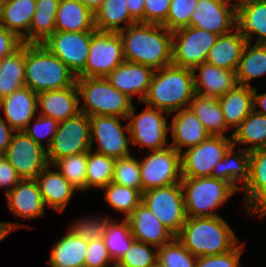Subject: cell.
I'll return each instance as SVG.
<instances>
[{
	"label": "cell",
	"instance_id": "obj_61",
	"mask_svg": "<svg viewBox=\"0 0 266 267\" xmlns=\"http://www.w3.org/2000/svg\"><path fill=\"white\" fill-rule=\"evenodd\" d=\"M4 2L5 0H0V26H1V21H2Z\"/></svg>",
	"mask_w": 266,
	"mask_h": 267
},
{
	"label": "cell",
	"instance_id": "obj_27",
	"mask_svg": "<svg viewBox=\"0 0 266 267\" xmlns=\"http://www.w3.org/2000/svg\"><path fill=\"white\" fill-rule=\"evenodd\" d=\"M249 167L250 151L240 147L236 150L232 146L223 159L215 164L210 177L230 183L240 193L249 180Z\"/></svg>",
	"mask_w": 266,
	"mask_h": 267
},
{
	"label": "cell",
	"instance_id": "obj_1",
	"mask_svg": "<svg viewBox=\"0 0 266 267\" xmlns=\"http://www.w3.org/2000/svg\"><path fill=\"white\" fill-rule=\"evenodd\" d=\"M118 33L125 61L153 70L172 64V31L163 25L137 22Z\"/></svg>",
	"mask_w": 266,
	"mask_h": 267
},
{
	"label": "cell",
	"instance_id": "obj_18",
	"mask_svg": "<svg viewBox=\"0 0 266 267\" xmlns=\"http://www.w3.org/2000/svg\"><path fill=\"white\" fill-rule=\"evenodd\" d=\"M153 72L151 67L124 60L105 78L114 88L127 94L131 99L140 96L138 101L142 103L148 93Z\"/></svg>",
	"mask_w": 266,
	"mask_h": 267
},
{
	"label": "cell",
	"instance_id": "obj_30",
	"mask_svg": "<svg viewBox=\"0 0 266 267\" xmlns=\"http://www.w3.org/2000/svg\"><path fill=\"white\" fill-rule=\"evenodd\" d=\"M218 101L226 125L236 128L253 110V87L237 84Z\"/></svg>",
	"mask_w": 266,
	"mask_h": 267
},
{
	"label": "cell",
	"instance_id": "obj_50",
	"mask_svg": "<svg viewBox=\"0 0 266 267\" xmlns=\"http://www.w3.org/2000/svg\"><path fill=\"white\" fill-rule=\"evenodd\" d=\"M245 244H237L229 252L197 257L195 267H241L240 257Z\"/></svg>",
	"mask_w": 266,
	"mask_h": 267
},
{
	"label": "cell",
	"instance_id": "obj_51",
	"mask_svg": "<svg viewBox=\"0 0 266 267\" xmlns=\"http://www.w3.org/2000/svg\"><path fill=\"white\" fill-rule=\"evenodd\" d=\"M114 261L109 255L103 238L88 242L84 267H110Z\"/></svg>",
	"mask_w": 266,
	"mask_h": 267
},
{
	"label": "cell",
	"instance_id": "obj_11",
	"mask_svg": "<svg viewBox=\"0 0 266 267\" xmlns=\"http://www.w3.org/2000/svg\"><path fill=\"white\" fill-rule=\"evenodd\" d=\"M218 35L193 26L172 32V64L193 70L206 61Z\"/></svg>",
	"mask_w": 266,
	"mask_h": 267
},
{
	"label": "cell",
	"instance_id": "obj_12",
	"mask_svg": "<svg viewBox=\"0 0 266 267\" xmlns=\"http://www.w3.org/2000/svg\"><path fill=\"white\" fill-rule=\"evenodd\" d=\"M233 146L230 136H212L181 153V177L201 178L210 176L217 162Z\"/></svg>",
	"mask_w": 266,
	"mask_h": 267
},
{
	"label": "cell",
	"instance_id": "obj_53",
	"mask_svg": "<svg viewBox=\"0 0 266 267\" xmlns=\"http://www.w3.org/2000/svg\"><path fill=\"white\" fill-rule=\"evenodd\" d=\"M14 167L9 161L0 155V187L4 189L5 196L21 181Z\"/></svg>",
	"mask_w": 266,
	"mask_h": 267
},
{
	"label": "cell",
	"instance_id": "obj_3",
	"mask_svg": "<svg viewBox=\"0 0 266 267\" xmlns=\"http://www.w3.org/2000/svg\"><path fill=\"white\" fill-rule=\"evenodd\" d=\"M195 95L193 71L173 64L154 70L149 90L142 103L170 115L189 108Z\"/></svg>",
	"mask_w": 266,
	"mask_h": 267
},
{
	"label": "cell",
	"instance_id": "obj_57",
	"mask_svg": "<svg viewBox=\"0 0 266 267\" xmlns=\"http://www.w3.org/2000/svg\"><path fill=\"white\" fill-rule=\"evenodd\" d=\"M144 3L145 0H127L130 15L136 22L143 23Z\"/></svg>",
	"mask_w": 266,
	"mask_h": 267
},
{
	"label": "cell",
	"instance_id": "obj_19",
	"mask_svg": "<svg viewBox=\"0 0 266 267\" xmlns=\"http://www.w3.org/2000/svg\"><path fill=\"white\" fill-rule=\"evenodd\" d=\"M127 220L132 236L137 241L159 248L175 238V235L142 202Z\"/></svg>",
	"mask_w": 266,
	"mask_h": 267
},
{
	"label": "cell",
	"instance_id": "obj_4",
	"mask_svg": "<svg viewBox=\"0 0 266 267\" xmlns=\"http://www.w3.org/2000/svg\"><path fill=\"white\" fill-rule=\"evenodd\" d=\"M76 78V74L43 43H25V86L33 92L71 87L76 84Z\"/></svg>",
	"mask_w": 266,
	"mask_h": 267
},
{
	"label": "cell",
	"instance_id": "obj_63",
	"mask_svg": "<svg viewBox=\"0 0 266 267\" xmlns=\"http://www.w3.org/2000/svg\"><path fill=\"white\" fill-rule=\"evenodd\" d=\"M113 267H125V266L119 264L118 262H114Z\"/></svg>",
	"mask_w": 266,
	"mask_h": 267
},
{
	"label": "cell",
	"instance_id": "obj_47",
	"mask_svg": "<svg viewBox=\"0 0 266 267\" xmlns=\"http://www.w3.org/2000/svg\"><path fill=\"white\" fill-rule=\"evenodd\" d=\"M197 3L198 0H172L168 16L162 25L172 32L190 26V17Z\"/></svg>",
	"mask_w": 266,
	"mask_h": 267
},
{
	"label": "cell",
	"instance_id": "obj_48",
	"mask_svg": "<svg viewBox=\"0 0 266 267\" xmlns=\"http://www.w3.org/2000/svg\"><path fill=\"white\" fill-rule=\"evenodd\" d=\"M34 124L31 122L26 126L23 130L29 137H31L37 144L41 145L43 148L47 150V148L51 145L53 137L57 131L59 122L54 120L53 118L46 117L43 115H37L35 117ZM47 139L46 142L43 141Z\"/></svg>",
	"mask_w": 266,
	"mask_h": 267
},
{
	"label": "cell",
	"instance_id": "obj_6",
	"mask_svg": "<svg viewBox=\"0 0 266 267\" xmlns=\"http://www.w3.org/2000/svg\"><path fill=\"white\" fill-rule=\"evenodd\" d=\"M187 217H216L218 207L239 193L230 183L210 176L181 178Z\"/></svg>",
	"mask_w": 266,
	"mask_h": 267
},
{
	"label": "cell",
	"instance_id": "obj_34",
	"mask_svg": "<svg viewBox=\"0 0 266 267\" xmlns=\"http://www.w3.org/2000/svg\"><path fill=\"white\" fill-rule=\"evenodd\" d=\"M124 23V26L120 24ZM137 23L130 15L127 0H104L94 12V24L97 31L118 33Z\"/></svg>",
	"mask_w": 266,
	"mask_h": 267
},
{
	"label": "cell",
	"instance_id": "obj_40",
	"mask_svg": "<svg viewBox=\"0 0 266 267\" xmlns=\"http://www.w3.org/2000/svg\"><path fill=\"white\" fill-rule=\"evenodd\" d=\"M103 240L112 260L117 262L130 248L135 238L132 236L127 219L124 218L119 222L112 218L107 224Z\"/></svg>",
	"mask_w": 266,
	"mask_h": 267
},
{
	"label": "cell",
	"instance_id": "obj_5",
	"mask_svg": "<svg viewBox=\"0 0 266 267\" xmlns=\"http://www.w3.org/2000/svg\"><path fill=\"white\" fill-rule=\"evenodd\" d=\"M80 112L86 115H110L127 118L133 101L125 93L114 88L105 77H77Z\"/></svg>",
	"mask_w": 266,
	"mask_h": 267
},
{
	"label": "cell",
	"instance_id": "obj_28",
	"mask_svg": "<svg viewBox=\"0 0 266 267\" xmlns=\"http://www.w3.org/2000/svg\"><path fill=\"white\" fill-rule=\"evenodd\" d=\"M247 40L236 29L219 35L209 50L206 63L222 69L237 70Z\"/></svg>",
	"mask_w": 266,
	"mask_h": 267
},
{
	"label": "cell",
	"instance_id": "obj_8",
	"mask_svg": "<svg viewBox=\"0 0 266 267\" xmlns=\"http://www.w3.org/2000/svg\"><path fill=\"white\" fill-rule=\"evenodd\" d=\"M91 149L90 117L79 112L76 116L59 122L51 145L46 150L48 164L73 154Z\"/></svg>",
	"mask_w": 266,
	"mask_h": 267
},
{
	"label": "cell",
	"instance_id": "obj_22",
	"mask_svg": "<svg viewBox=\"0 0 266 267\" xmlns=\"http://www.w3.org/2000/svg\"><path fill=\"white\" fill-rule=\"evenodd\" d=\"M192 71L195 94L204 98L218 99L238 84L235 71L218 68L206 62L196 66Z\"/></svg>",
	"mask_w": 266,
	"mask_h": 267
},
{
	"label": "cell",
	"instance_id": "obj_23",
	"mask_svg": "<svg viewBox=\"0 0 266 267\" xmlns=\"http://www.w3.org/2000/svg\"><path fill=\"white\" fill-rule=\"evenodd\" d=\"M236 1L235 29L248 42L266 44V1Z\"/></svg>",
	"mask_w": 266,
	"mask_h": 267
},
{
	"label": "cell",
	"instance_id": "obj_21",
	"mask_svg": "<svg viewBox=\"0 0 266 267\" xmlns=\"http://www.w3.org/2000/svg\"><path fill=\"white\" fill-rule=\"evenodd\" d=\"M76 84L63 89L43 91L37 94L38 114L58 122L76 116L80 112Z\"/></svg>",
	"mask_w": 266,
	"mask_h": 267
},
{
	"label": "cell",
	"instance_id": "obj_20",
	"mask_svg": "<svg viewBox=\"0 0 266 267\" xmlns=\"http://www.w3.org/2000/svg\"><path fill=\"white\" fill-rule=\"evenodd\" d=\"M0 111L14 131H23L38 115L37 93L24 86L0 100Z\"/></svg>",
	"mask_w": 266,
	"mask_h": 267
},
{
	"label": "cell",
	"instance_id": "obj_46",
	"mask_svg": "<svg viewBox=\"0 0 266 267\" xmlns=\"http://www.w3.org/2000/svg\"><path fill=\"white\" fill-rule=\"evenodd\" d=\"M134 240L117 261L125 267H150L157 261V247ZM153 248V249H151Z\"/></svg>",
	"mask_w": 266,
	"mask_h": 267
},
{
	"label": "cell",
	"instance_id": "obj_58",
	"mask_svg": "<svg viewBox=\"0 0 266 267\" xmlns=\"http://www.w3.org/2000/svg\"><path fill=\"white\" fill-rule=\"evenodd\" d=\"M29 228L31 226L24 225V224H14L13 222H0V242L5 239L6 236L11 234L12 232L22 229V228Z\"/></svg>",
	"mask_w": 266,
	"mask_h": 267
},
{
	"label": "cell",
	"instance_id": "obj_31",
	"mask_svg": "<svg viewBox=\"0 0 266 267\" xmlns=\"http://www.w3.org/2000/svg\"><path fill=\"white\" fill-rule=\"evenodd\" d=\"M88 242L75 235L69 229L54 244L48 266L84 267Z\"/></svg>",
	"mask_w": 266,
	"mask_h": 267
},
{
	"label": "cell",
	"instance_id": "obj_37",
	"mask_svg": "<svg viewBox=\"0 0 266 267\" xmlns=\"http://www.w3.org/2000/svg\"><path fill=\"white\" fill-rule=\"evenodd\" d=\"M233 146L246 145V150L252 151L266 147V115L256 112L254 109L235 128L232 133ZM251 145V146H248Z\"/></svg>",
	"mask_w": 266,
	"mask_h": 267
},
{
	"label": "cell",
	"instance_id": "obj_60",
	"mask_svg": "<svg viewBox=\"0 0 266 267\" xmlns=\"http://www.w3.org/2000/svg\"><path fill=\"white\" fill-rule=\"evenodd\" d=\"M84 6L90 9L93 13L101 6L104 0H79Z\"/></svg>",
	"mask_w": 266,
	"mask_h": 267
},
{
	"label": "cell",
	"instance_id": "obj_25",
	"mask_svg": "<svg viewBox=\"0 0 266 267\" xmlns=\"http://www.w3.org/2000/svg\"><path fill=\"white\" fill-rule=\"evenodd\" d=\"M9 210L17 217H45V203L35 179H22L7 195Z\"/></svg>",
	"mask_w": 266,
	"mask_h": 267
},
{
	"label": "cell",
	"instance_id": "obj_29",
	"mask_svg": "<svg viewBox=\"0 0 266 267\" xmlns=\"http://www.w3.org/2000/svg\"><path fill=\"white\" fill-rule=\"evenodd\" d=\"M55 29L64 32L95 31L94 13L79 0H59Z\"/></svg>",
	"mask_w": 266,
	"mask_h": 267
},
{
	"label": "cell",
	"instance_id": "obj_39",
	"mask_svg": "<svg viewBox=\"0 0 266 267\" xmlns=\"http://www.w3.org/2000/svg\"><path fill=\"white\" fill-rule=\"evenodd\" d=\"M115 159L90 149L87 152L86 181L87 191L102 189L113 180Z\"/></svg>",
	"mask_w": 266,
	"mask_h": 267
},
{
	"label": "cell",
	"instance_id": "obj_24",
	"mask_svg": "<svg viewBox=\"0 0 266 267\" xmlns=\"http://www.w3.org/2000/svg\"><path fill=\"white\" fill-rule=\"evenodd\" d=\"M174 114L169 123V132H171L173 139L170 146L178 153L183 152V147L187 149L194 147L210 136L190 108H183L175 111Z\"/></svg>",
	"mask_w": 266,
	"mask_h": 267
},
{
	"label": "cell",
	"instance_id": "obj_54",
	"mask_svg": "<svg viewBox=\"0 0 266 267\" xmlns=\"http://www.w3.org/2000/svg\"><path fill=\"white\" fill-rule=\"evenodd\" d=\"M22 44V40L12 31L0 26V60L11 54Z\"/></svg>",
	"mask_w": 266,
	"mask_h": 267
},
{
	"label": "cell",
	"instance_id": "obj_2",
	"mask_svg": "<svg viewBox=\"0 0 266 267\" xmlns=\"http://www.w3.org/2000/svg\"><path fill=\"white\" fill-rule=\"evenodd\" d=\"M175 237L196 257L229 252L240 242L221 216L187 217Z\"/></svg>",
	"mask_w": 266,
	"mask_h": 267
},
{
	"label": "cell",
	"instance_id": "obj_10",
	"mask_svg": "<svg viewBox=\"0 0 266 267\" xmlns=\"http://www.w3.org/2000/svg\"><path fill=\"white\" fill-rule=\"evenodd\" d=\"M124 61L119 33L92 31L89 54L77 77H106Z\"/></svg>",
	"mask_w": 266,
	"mask_h": 267
},
{
	"label": "cell",
	"instance_id": "obj_32",
	"mask_svg": "<svg viewBox=\"0 0 266 267\" xmlns=\"http://www.w3.org/2000/svg\"><path fill=\"white\" fill-rule=\"evenodd\" d=\"M59 0H36V10L29 32L21 39L26 44H42L55 31Z\"/></svg>",
	"mask_w": 266,
	"mask_h": 267
},
{
	"label": "cell",
	"instance_id": "obj_9",
	"mask_svg": "<svg viewBox=\"0 0 266 267\" xmlns=\"http://www.w3.org/2000/svg\"><path fill=\"white\" fill-rule=\"evenodd\" d=\"M142 203L175 236L187 219L181 183L144 191L142 193Z\"/></svg>",
	"mask_w": 266,
	"mask_h": 267
},
{
	"label": "cell",
	"instance_id": "obj_36",
	"mask_svg": "<svg viewBox=\"0 0 266 267\" xmlns=\"http://www.w3.org/2000/svg\"><path fill=\"white\" fill-rule=\"evenodd\" d=\"M36 10V0H5L1 26L22 39L28 32Z\"/></svg>",
	"mask_w": 266,
	"mask_h": 267
},
{
	"label": "cell",
	"instance_id": "obj_17",
	"mask_svg": "<svg viewBox=\"0 0 266 267\" xmlns=\"http://www.w3.org/2000/svg\"><path fill=\"white\" fill-rule=\"evenodd\" d=\"M236 0H198L190 26L222 35L235 29Z\"/></svg>",
	"mask_w": 266,
	"mask_h": 267
},
{
	"label": "cell",
	"instance_id": "obj_41",
	"mask_svg": "<svg viewBox=\"0 0 266 267\" xmlns=\"http://www.w3.org/2000/svg\"><path fill=\"white\" fill-rule=\"evenodd\" d=\"M266 188V147L250 151L249 180L244 191L243 208Z\"/></svg>",
	"mask_w": 266,
	"mask_h": 267
},
{
	"label": "cell",
	"instance_id": "obj_55",
	"mask_svg": "<svg viewBox=\"0 0 266 267\" xmlns=\"http://www.w3.org/2000/svg\"><path fill=\"white\" fill-rule=\"evenodd\" d=\"M246 213L254 217H266V188L263 189L246 207Z\"/></svg>",
	"mask_w": 266,
	"mask_h": 267
},
{
	"label": "cell",
	"instance_id": "obj_49",
	"mask_svg": "<svg viewBox=\"0 0 266 267\" xmlns=\"http://www.w3.org/2000/svg\"><path fill=\"white\" fill-rule=\"evenodd\" d=\"M111 219L109 217L93 218H80L68 229L77 236H80L85 241L89 242L92 240H97L103 238L108 222Z\"/></svg>",
	"mask_w": 266,
	"mask_h": 267
},
{
	"label": "cell",
	"instance_id": "obj_43",
	"mask_svg": "<svg viewBox=\"0 0 266 267\" xmlns=\"http://www.w3.org/2000/svg\"><path fill=\"white\" fill-rule=\"evenodd\" d=\"M53 165L77 191H87V152L64 157Z\"/></svg>",
	"mask_w": 266,
	"mask_h": 267
},
{
	"label": "cell",
	"instance_id": "obj_7",
	"mask_svg": "<svg viewBox=\"0 0 266 267\" xmlns=\"http://www.w3.org/2000/svg\"><path fill=\"white\" fill-rule=\"evenodd\" d=\"M136 108L127 115L129 120V136L131 144L141 148H149V151L161 150L170 146L167 141L169 125L166 111L147 105L145 109L136 115ZM166 114V115H165Z\"/></svg>",
	"mask_w": 266,
	"mask_h": 267
},
{
	"label": "cell",
	"instance_id": "obj_13",
	"mask_svg": "<svg viewBox=\"0 0 266 267\" xmlns=\"http://www.w3.org/2000/svg\"><path fill=\"white\" fill-rule=\"evenodd\" d=\"M147 153V156L139 160L142 193L151 188L181 182L180 153L171 146Z\"/></svg>",
	"mask_w": 266,
	"mask_h": 267
},
{
	"label": "cell",
	"instance_id": "obj_62",
	"mask_svg": "<svg viewBox=\"0 0 266 267\" xmlns=\"http://www.w3.org/2000/svg\"><path fill=\"white\" fill-rule=\"evenodd\" d=\"M150 267H163L158 261L152 264Z\"/></svg>",
	"mask_w": 266,
	"mask_h": 267
},
{
	"label": "cell",
	"instance_id": "obj_45",
	"mask_svg": "<svg viewBox=\"0 0 266 267\" xmlns=\"http://www.w3.org/2000/svg\"><path fill=\"white\" fill-rule=\"evenodd\" d=\"M112 182L137 189L142 193L139 159L132 154L115 159Z\"/></svg>",
	"mask_w": 266,
	"mask_h": 267
},
{
	"label": "cell",
	"instance_id": "obj_33",
	"mask_svg": "<svg viewBox=\"0 0 266 267\" xmlns=\"http://www.w3.org/2000/svg\"><path fill=\"white\" fill-rule=\"evenodd\" d=\"M25 86V43L0 60V100Z\"/></svg>",
	"mask_w": 266,
	"mask_h": 267
},
{
	"label": "cell",
	"instance_id": "obj_56",
	"mask_svg": "<svg viewBox=\"0 0 266 267\" xmlns=\"http://www.w3.org/2000/svg\"><path fill=\"white\" fill-rule=\"evenodd\" d=\"M14 130L0 115V155H3L9 146Z\"/></svg>",
	"mask_w": 266,
	"mask_h": 267
},
{
	"label": "cell",
	"instance_id": "obj_52",
	"mask_svg": "<svg viewBox=\"0 0 266 267\" xmlns=\"http://www.w3.org/2000/svg\"><path fill=\"white\" fill-rule=\"evenodd\" d=\"M172 0H145L143 23L162 25L167 16Z\"/></svg>",
	"mask_w": 266,
	"mask_h": 267
},
{
	"label": "cell",
	"instance_id": "obj_14",
	"mask_svg": "<svg viewBox=\"0 0 266 267\" xmlns=\"http://www.w3.org/2000/svg\"><path fill=\"white\" fill-rule=\"evenodd\" d=\"M121 118L110 115L90 116V141L97 140L98 148L93 150L105 156L118 159L131 155V142L128 124L123 125Z\"/></svg>",
	"mask_w": 266,
	"mask_h": 267
},
{
	"label": "cell",
	"instance_id": "obj_42",
	"mask_svg": "<svg viewBox=\"0 0 266 267\" xmlns=\"http://www.w3.org/2000/svg\"><path fill=\"white\" fill-rule=\"evenodd\" d=\"M104 199L116 212L124 214L127 219L133 210L142 202V193L137 189H132L114 182L104 186Z\"/></svg>",
	"mask_w": 266,
	"mask_h": 267
},
{
	"label": "cell",
	"instance_id": "obj_59",
	"mask_svg": "<svg viewBox=\"0 0 266 267\" xmlns=\"http://www.w3.org/2000/svg\"><path fill=\"white\" fill-rule=\"evenodd\" d=\"M257 87H253V109L261 114L266 115V93L257 94ZM257 108H262V110L258 111Z\"/></svg>",
	"mask_w": 266,
	"mask_h": 267
},
{
	"label": "cell",
	"instance_id": "obj_15",
	"mask_svg": "<svg viewBox=\"0 0 266 267\" xmlns=\"http://www.w3.org/2000/svg\"><path fill=\"white\" fill-rule=\"evenodd\" d=\"M15 133V134H14ZM3 156L21 179H35L48 165L46 149L24 131H14Z\"/></svg>",
	"mask_w": 266,
	"mask_h": 267
},
{
	"label": "cell",
	"instance_id": "obj_38",
	"mask_svg": "<svg viewBox=\"0 0 266 267\" xmlns=\"http://www.w3.org/2000/svg\"><path fill=\"white\" fill-rule=\"evenodd\" d=\"M189 108L210 135L226 137L225 132L230 128L225 123L218 99L204 98L195 94L190 101Z\"/></svg>",
	"mask_w": 266,
	"mask_h": 267
},
{
	"label": "cell",
	"instance_id": "obj_16",
	"mask_svg": "<svg viewBox=\"0 0 266 267\" xmlns=\"http://www.w3.org/2000/svg\"><path fill=\"white\" fill-rule=\"evenodd\" d=\"M90 42L91 32L55 31L43 44L77 75L86 64Z\"/></svg>",
	"mask_w": 266,
	"mask_h": 267
},
{
	"label": "cell",
	"instance_id": "obj_35",
	"mask_svg": "<svg viewBox=\"0 0 266 267\" xmlns=\"http://www.w3.org/2000/svg\"><path fill=\"white\" fill-rule=\"evenodd\" d=\"M246 42L236 70L237 82L240 85L254 87L249 83L266 75V44Z\"/></svg>",
	"mask_w": 266,
	"mask_h": 267
},
{
	"label": "cell",
	"instance_id": "obj_44",
	"mask_svg": "<svg viewBox=\"0 0 266 267\" xmlns=\"http://www.w3.org/2000/svg\"><path fill=\"white\" fill-rule=\"evenodd\" d=\"M197 257L192 255L175 237L157 249V261L163 267H195Z\"/></svg>",
	"mask_w": 266,
	"mask_h": 267
},
{
	"label": "cell",
	"instance_id": "obj_26",
	"mask_svg": "<svg viewBox=\"0 0 266 267\" xmlns=\"http://www.w3.org/2000/svg\"><path fill=\"white\" fill-rule=\"evenodd\" d=\"M50 168H53L50 169ZM55 168V169H54ZM45 206L63 212L77 191L57 170L48 164L35 178Z\"/></svg>",
	"mask_w": 266,
	"mask_h": 267
}]
</instances>
